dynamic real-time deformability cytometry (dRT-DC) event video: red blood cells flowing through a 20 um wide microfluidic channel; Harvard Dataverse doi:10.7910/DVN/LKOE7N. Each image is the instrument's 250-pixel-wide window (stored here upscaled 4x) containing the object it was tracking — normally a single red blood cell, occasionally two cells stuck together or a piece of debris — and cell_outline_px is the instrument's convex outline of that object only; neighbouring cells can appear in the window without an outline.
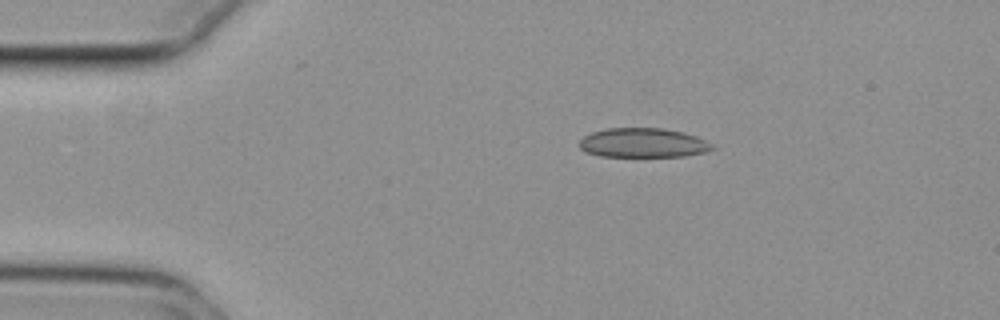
{"species": "common noctule bat (a hibernating species)", "species_latin": "Nyctalus noctula", "temperature_condition": "cold", "stored_images_in_passage": 8, "camera_frame_rate_fps": 3000, "um_per_image_px": 0.085, "animal": {"sex": "female", "body_mass_g": 29.2, "forearm_length_mm": 56.3}, "frame": {"image": 1, "passage_image": 1, "time_ms": 0.0, "image_size_px": [1000, 320], "cell_outline_px": [[716, 148], [704, 152], [684, 156], [600, 156], [584, 152], [576, 144], [584, 136], [592, 132], [608, 128], [664, 128], [684, 132], [696, 136], [712, 144]], "centroid_in_image_um": [54.63, 12.14], "position_along_channel_um": 30.4, "area_um2": 22.83}}
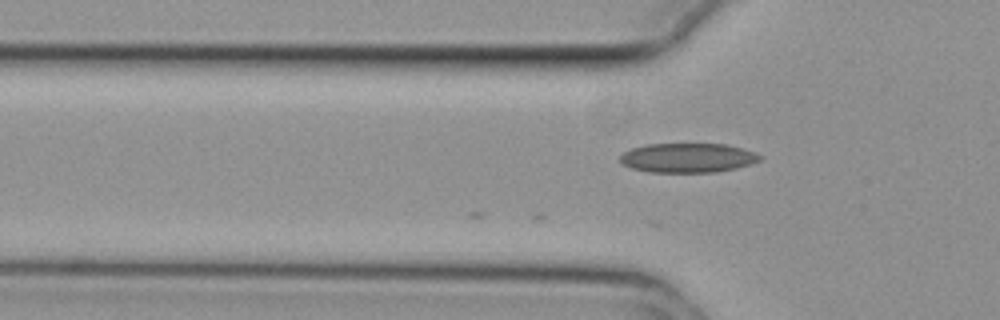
{"frame": {"image": 2, "passage_image": 8, "time_ms": 2.333, "image_size_px": [1000, 320], "cell_outline_px": [[764, 156], [760, 160], [736, 168], [716, 172], [648, 172], [632, 168], [624, 164], [620, 160], [620, 156], [624, 152], [632, 148], [648, 144], [724, 144], [740, 148]], "centroid_in_image_um": [58.44, 13.42], "position_along_channel_um": 67.4, "area_um2": 23.7}}